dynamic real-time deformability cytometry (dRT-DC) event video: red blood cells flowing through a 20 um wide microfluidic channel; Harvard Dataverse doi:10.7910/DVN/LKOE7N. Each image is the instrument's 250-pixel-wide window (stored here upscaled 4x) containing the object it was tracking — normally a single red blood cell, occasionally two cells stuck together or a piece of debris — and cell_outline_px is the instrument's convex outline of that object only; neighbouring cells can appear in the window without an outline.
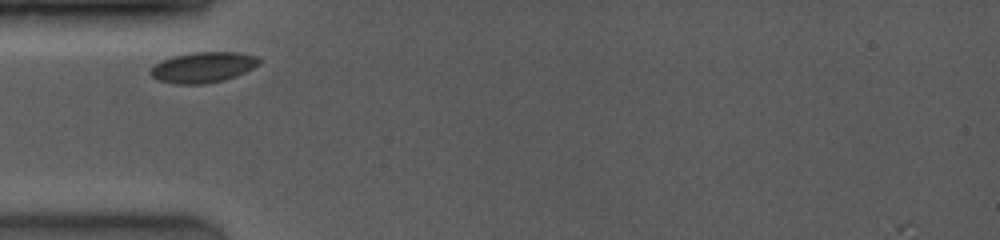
{"species": "common noctule bat (a hibernating species)", "species_latin": "Nyctalus noctula", "temperature_condition": "room temperature", "stored_images_in_passage": 4, "camera_frame_rate_fps": 4000, "um_per_image_px": 0.085, "animal": {"sex": "female", "body_mass_g": 19.0, "forearm_length_mm": 53.3}, "frame": {"image": 1, "passage_image": 1, "time_ms": 0.0, "image_size_px": [1000, 240], "cell_outline_px": [[260, 64], [236, 76], [224, 80], [204, 84], [176, 84], [160, 80], [152, 76], [148, 72], [160, 60], [172, 56], [192, 52], [240, 52], [256, 56], [260, 60]], "centroid_in_image_um": [17.26, 5.71], "position_along_channel_um": 67.7, "area_um2": 19.36}}